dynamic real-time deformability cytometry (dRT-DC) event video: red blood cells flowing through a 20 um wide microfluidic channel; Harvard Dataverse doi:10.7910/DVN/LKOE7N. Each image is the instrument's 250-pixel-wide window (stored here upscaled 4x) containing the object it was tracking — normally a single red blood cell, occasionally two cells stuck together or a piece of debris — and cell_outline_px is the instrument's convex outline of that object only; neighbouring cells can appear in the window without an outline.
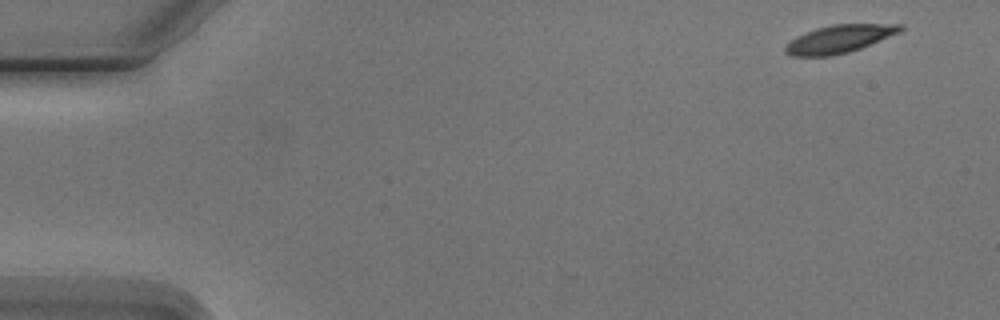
{"species": "Egyptian fruit bat (a non-hibernating species)", "species_latin": "Rousettus aegyptiacus", "temperature_condition": "cold", "stored_images_in_passage": 4, "camera_frame_rate_fps": 3000, "um_per_image_px": 0.085, "animal": {"sex": "male"}, "frame": {"image": 1, "passage_image": 1, "time_ms": 0.0, "image_size_px": [1000, 320], "cell_outline_px": [[904, 28], [900, 32], [860, 48], [848, 52], [832, 56], [792, 56], [784, 52], [784, 48], [796, 36], [816, 28], [832, 24], [904, 24]], "centroid_in_image_um": [71.34, 3.31], "position_along_channel_um": 13.7, "area_um2": 18.55}}
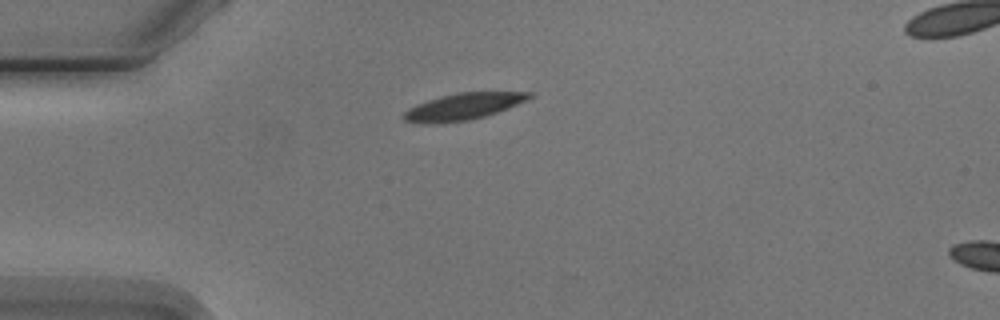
{"frame": {"image": 2, "passage_image": 3, "time_ms": 3.667, "image_size_px": [1000, 320], "cell_outline_px": [[536, 96], [508, 108], [484, 116], [468, 120], [440, 124], [424, 124], [404, 120], [400, 116], [408, 108], [416, 104], [440, 96], [456, 92], [536, 92]], "centroid_in_image_um": [39.36, 9.05], "position_along_channel_um": 45.6, "area_um2": 19.77}}